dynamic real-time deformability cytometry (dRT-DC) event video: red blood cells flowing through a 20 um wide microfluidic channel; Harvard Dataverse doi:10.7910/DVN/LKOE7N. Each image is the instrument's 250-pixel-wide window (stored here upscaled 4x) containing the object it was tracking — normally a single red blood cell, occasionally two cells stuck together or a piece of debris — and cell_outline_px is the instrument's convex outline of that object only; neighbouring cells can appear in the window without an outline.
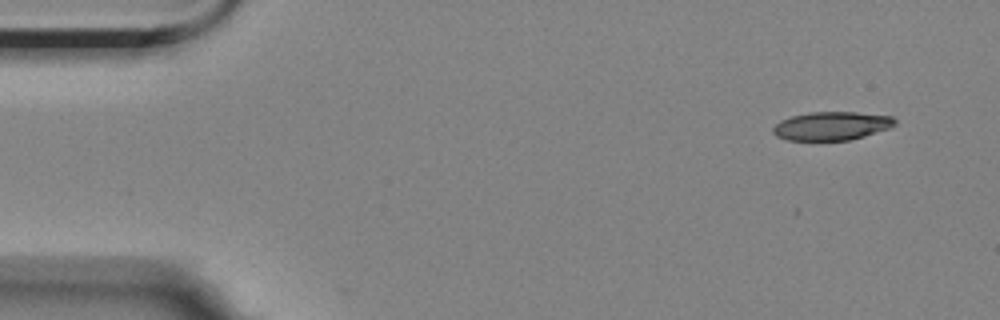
{"species": "Egyptian fruit bat (a non-hibernating species)", "species_latin": "Rousettus aegyptiacus", "temperature_condition": "room temperature", "stored_images_in_passage": 4, "camera_frame_rate_fps": 3000, "um_per_image_px": 0.085, "animal": {"sex": "female"}, "frame": {"image": 1, "passage_image": 1, "time_ms": 0.0, "image_size_px": [1000, 320], "cell_outline_px": [[896, 124], [892, 128], [864, 136], [848, 140], [784, 140], [776, 136], [772, 132], [772, 128], [780, 120], [792, 116], [808, 112], [856, 112], [892, 116], [896, 120]], "centroid_in_image_um": [70.69, 10.7], "position_along_channel_um": 14.3, "area_um2": 20.4}}